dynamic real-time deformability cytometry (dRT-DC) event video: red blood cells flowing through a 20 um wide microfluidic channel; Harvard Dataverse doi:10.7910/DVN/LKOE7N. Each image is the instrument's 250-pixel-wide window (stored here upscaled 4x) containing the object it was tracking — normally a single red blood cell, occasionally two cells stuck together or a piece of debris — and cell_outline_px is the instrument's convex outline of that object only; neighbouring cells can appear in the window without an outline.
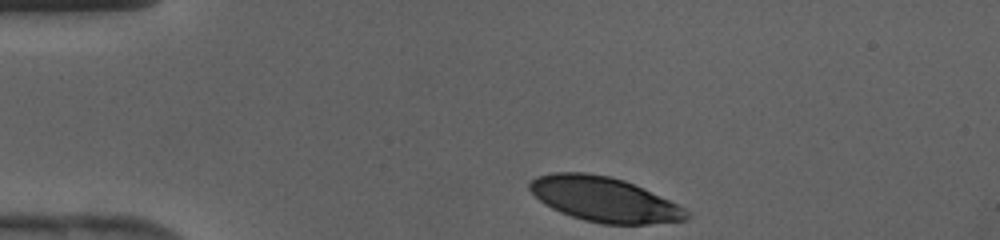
{"species": "human", "species_latin": "Homo sapiens", "temperature_condition": "cold", "stored_images_in_passage": 29, "camera_frame_rate_fps": 3000, "um_per_image_px": 0.085, "donor": {"sex": "female"}, "frame": {"image": 1, "passage_image": 1, "time_ms": 0.0, "image_size_px": [1000, 240], "cell_outline_px": [[692, 216], [688, 220], [648, 224], [600, 224], [584, 220], [560, 212], [544, 204], [528, 188], [528, 184], [536, 176], [552, 172], [584, 172], [608, 176], [624, 180], [668, 200], [692, 212]], "centroid_in_image_um": [51.36, 16.95], "position_along_channel_um": 33.6, "area_um2": 40.81}}
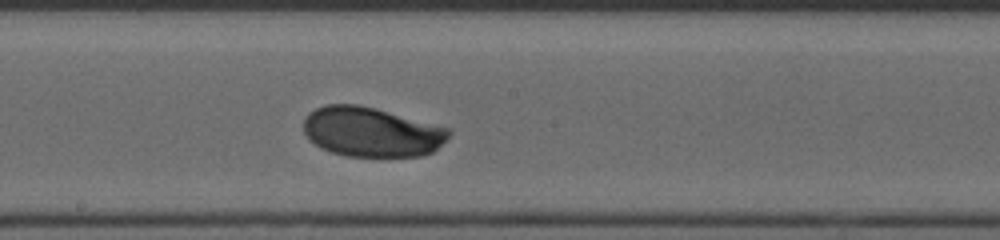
{"frame": {"image": 2, "passage_image": 16, "time_ms": 5.0, "image_size_px": [1000, 240], "cell_outline_px": [[452, 132], [432, 152], [420, 156], [348, 156], [332, 152], [320, 148], [308, 140], [304, 132], [304, 116], [308, 112], [324, 104], [356, 104], [376, 108], [452, 128]], "centroid_in_image_um": [31.55, 11.2], "position_along_channel_um": 216.7, "area_um2": 42.31}}
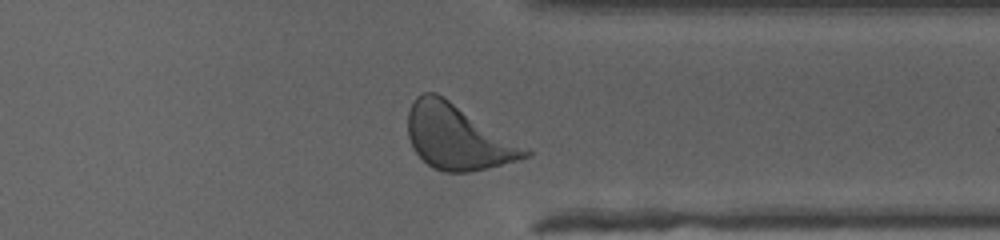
{"frame": {"image": 3, "passage_image": 26, "time_ms": 8.333, "image_size_px": [1000, 240], "cell_outline_px": [[532, 156], [488, 168], [468, 172], [444, 172], [432, 168], [416, 152], [408, 136], [408, 112], [416, 96], [424, 92], [436, 92], [444, 96], [528, 148], [532, 152]], "centroid_in_image_um": [38.91, 11.65], "position_along_channel_um": 372.5, "area_um2": 44.22}}